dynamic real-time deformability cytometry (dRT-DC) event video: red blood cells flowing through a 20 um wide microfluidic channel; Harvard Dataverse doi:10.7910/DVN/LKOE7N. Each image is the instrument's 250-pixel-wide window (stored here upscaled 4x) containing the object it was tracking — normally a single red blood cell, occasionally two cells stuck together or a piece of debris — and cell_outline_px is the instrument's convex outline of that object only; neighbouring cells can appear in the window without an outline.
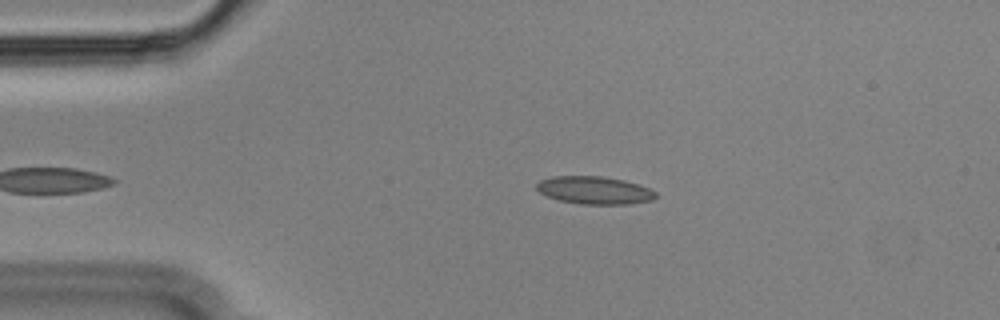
{"species": "Egyptian fruit bat (a non-hibernating species)", "species_latin": "Rousettus aegyptiacus", "temperature_condition": "cold", "stored_images_in_passage": 42, "camera_frame_rate_fps": 3000, "um_per_image_px": 0.085, "animal": {"sex": "male"}, "frame": {"image": 1, "passage_image": 3, "time_ms": 0.667, "image_size_px": [1000, 320], "cell_outline_px": [[656, 196], [652, 200], [628, 204], [580, 204], [560, 200], [548, 196], [540, 192], [536, 188], [536, 184], [540, 180], [552, 176], [600, 176], [624, 180], [640, 184], [656, 192]], "centroid_in_image_um": [50.53, 16.16], "position_along_channel_um": 34.5, "area_um2": 19.19}}
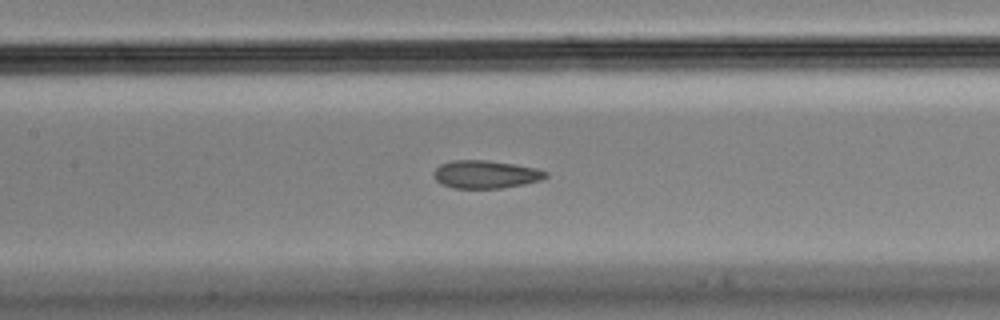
{"frame": {"image": 2, "passage_image": 17, "time_ms": 5.333, "image_size_px": [1000, 320], "cell_outline_px": [[548, 176], [540, 180], [524, 184], [500, 188], [452, 188], [436, 180], [436, 168], [440, 164], [452, 160], [484, 160], [512, 164], [536, 168], [548, 172]], "centroid_in_image_um": [41.31, 14.82], "position_along_channel_um": 166.1, "area_um2": 17.92}}
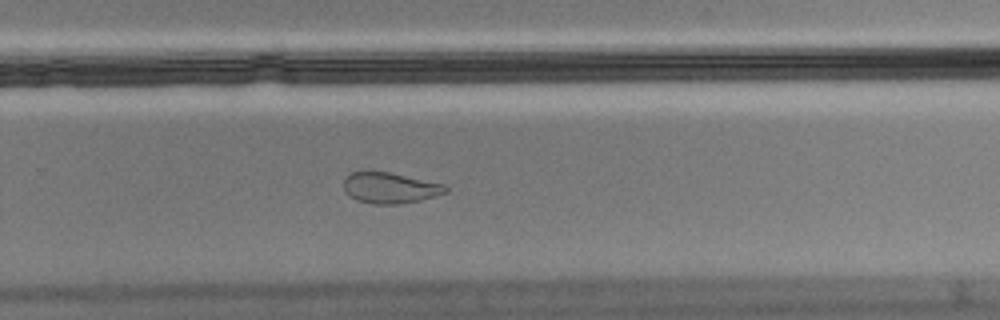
{"frame": {"image": 3, "passage_image": 28, "time_ms": 9.0, "image_size_px": [1000, 320], "cell_outline_px": [[448, 192], [420, 200], [400, 204], [372, 204], [356, 200], [348, 196], [344, 192], [344, 180], [352, 172], [388, 172], [444, 184], [448, 188]], "centroid_in_image_um": [33.14, 15.99], "position_along_channel_um": 296.7, "area_um2": 18.21}, "authors_computed_cell_mechanics": {"area_um2": 19.1318, "velocity_mm_per_s": 3.5739, "shape_relaxation_time_tau1_ms": null, "shape_relaxation_time_tau2_ms": 1.7037, "deformation_change_tau1": null, "deformation_change_tau2": 0.0616}}